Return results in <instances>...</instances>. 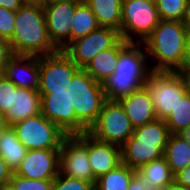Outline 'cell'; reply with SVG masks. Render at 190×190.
Returning <instances> with one entry per match:
<instances>
[{"instance_id":"cell-1","label":"cell","mask_w":190,"mask_h":190,"mask_svg":"<svg viewBox=\"0 0 190 190\" xmlns=\"http://www.w3.org/2000/svg\"><path fill=\"white\" fill-rule=\"evenodd\" d=\"M141 45L143 43L123 39L119 41L118 61L114 72L102 84L106 99L119 100L145 86L152 70L147 63V51Z\"/></svg>"},{"instance_id":"cell-2","label":"cell","mask_w":190,"mask_h":190,"mask_svg":"<svg viewBox=\"0 0 190 190\" xmlns=\"http://www.w3.org/2000/svg\"><path fill=\"white\" fill-rule=\"evenodd\" d=\"M14 54L46 56L59 51L51 41L43 5L24 3L16 10L14 33L9 40Z\"/></svg>"},{"instance_id":"cell-3","label":"cell","mask_w":190,"mask_h":190,"mask_svg":"<svg viewBox=\"0 0 190 190\" xmlns=\"http://www.w3.org/2000/svg\"><path fill=\"white\" fill-rule=\"evenodd\" d=\"M185 30L183 21L160 20L142 45L147 56L156 61L150 67L152 71L178 72L182 69L187 57Z\"/></svg>"},{"instance_id":"cell-4","label":"cell","mask_w":190,"mask_h":190,"mask_svg":"<svg viewBox=\"0 0 190 190\" xmlns=\"http://www.w3.org/2000/svg\"><path fill=\"white\" fill-rule=\"evenodd\" d=\"M170 136L169 128L159 118L134 128L132 136L121 147L122 163L134 170L163 157Z\"/></svg>"},{"instance_id":"cell-5","label":"cell","mask_w":190,"mask_h":190,"mask_svg":"<svg viewBox=\"0 0 190 190\" xmlns=\"http://www.w3.org/2000/svg\"><path fill=\"white\" fill-rule=\"evenodd\" d=\"M106 100L102 83L79 68L71 79V105L88 129L97 121Z\"/></svg>"},{"instance_id":"cell-6","label":"cell","mask_w":190,"mask_h":190,"mask_svg":"<svg viewBox=\"0 0 190 190\" xmlns=\"http://www.w3.org/2000/svg\"><path fill=\"white\" fill-rule=\"evenodd\" d=\"M41 113L54 122L65 135H79L88 128L76 117L71 105V82L61 88H39Z\"/></svg>"},{"instance_id":"cell-7","label":"cell","mask_w":190,"mask_h":190,"mask_svg":"<svg viewBox=\"0 0 190 190\" xmlns=\"http://www.w3.org/2000/svg\"><path fill=\"white\" fill-rule=\"evenodd\" d=\"M159 22L160 17L155 3L147 0H122L119 32L124 41L143 43ZM131 33L138 40L135 41Z\"/></svg>"},{"instance_id":"cell-8","label":"cell","mask_w":190,"mask_h":190,"mask_svg":"<svg viewBox=\"0 0 190 190\" xmlns=\"http://www.w3.org/2000/svg\"><path fill=\"white\" fill-rule=\"evenodd\" d=\"M144 87L153 102L157 118L164 121L187 92L180 73L172 71H152Z\"/></svg>"},{"instance_id":"cell-9","label":"cell","mask_w":190,"mask_h":190,"mask_svg":"<svg viewBox=\"0 0 190 190\" xmlns=\"http://www.w3.org/2000/svg\"><path fill=\"white\" fill-rule=\"evenodd\" d=\"M134 127L118 100H106L97 121L88 133L95 139L122 147L132 136Z\"/></svg>"},{"instance_id":"cell-10","label":"cell","mask_w":190,"mask_h":190,"mask_svg":"<svg viewBox=\"0 0 190 190\" xmlns=\"http://www.w3.org/2000/svg\"><path fill=\"white\" fill-rule=\"evenodd\" d=\"M11 127L27 150H60L61 143L66 136L42 113L17 122Z\"/></svg>"},{"instance_id":"cell-11","label":"cell","mask_w":190,"mask_h":190,"mask_svg":"<svg viewBox=\"0 0 190 190\" xmlns=\"http://www.w3.org/2000/svg\"><path fill=\"white\" fill-rule=\"evenodd\" d=\"M87 152V132L66 135L60 146L59 172L67 177L84 180L95 185Z\"/></svg>"},{"instance_id":"cell-12","label":"cell","mask_w":190,"mask_h":190,"mask_svg":"<svg viewBox=\"0 0 190 190\" xmlns=\"http://www.w3.org/2000/svg\"><path fill=\"white\" fill-rule=\"evenodd\" d=\"M121 39L118 30L99 26L86 36L71 41L62 51L84 69L97 53L114 47Z\"/></svg>"},{"instance_id":"cell-13","label":"cell","mask_w":190,"mask_h":190,"mask_svg":"<svg viewBox=\"0 0 190 190\" xmlns=\"http://www.w3.org/2000/svg\"><path fill=\"white\" fill-rule=\"evenodd\" d=\"M78 5L74 0H53L43 4L49 37L59 50L71 42V24Z\"/></svg>"},{"instance_id":"cell-14","label":"cell","mask_w":190,"mask_h":190,"mask_svg":"<svg viewBox=\"0 0 190 190\" xmlns=\"http://www.w3.org/2000/svg\"><path fill=\"white\" fill-rule=\"evenodd\" d=\"M40 87L61 88L71 82L79 67L62 51L39 56Z\"/></svg>"},{"instance_id":"cell-15","label":"cell","mask_w":190,"mask_h":190,"mask_svg":"<svg viewBox=\"0 0 190 190\" xmlns=\"http://www.w3.org/2000/svg\"><path fill=\"white\" fill-rule=\"evenodd\" d=\"M59 161L60 150H28L14 174L29 179L54 180L59 174Z\"/></svg>"},{"instance_id":"cell-16","label":"cell","mask_w":190,"mask_h":190,"mask_svg":"<svg viewBox=\"0 0 190 190\" xmlns=\"http://www.w3.org/2000/svg\"><path fill=\"white\" fill-rule=\"evenodd\" d=\"M3 75L17 87L27 90H39V57L14 54L8 61Z\"/></svg>"},{"instance_id":"cell-17","label":"cell","mask_w":190,"mask_h":190,"mask_svg":"<svg viewBox=\"0 0 190 190\" xmlns=\"http://www.w3.org/2000/svg\"><path fill=\"white\" fill-rule=\"evenodd\" d=\"M87 152L95 179L122 164L121 147L99 141L88 132Z\"/></svg>"},{"instance_id":"cell-18","label":"cell","mask_w":190,"mask_h":190,"mask_svg":"<svg viewBox=\"0 0 190 190\" xmlns=\"http://www.w3.org/2000/svg\"><path fill=\"white\" fill-rule=\"evenodd\" d=\"M134 128L157 119L153 102L145 87L118 100Z\"/></svg>"},{"instance_id":"cell-19","label":"cell","mask_w":190,"mask_h":190,"mask_svg":"<svg viewBox=\"0 0 190 190\" xmlns=\"http://www.w3.org/2000/svg\"><path fill=\"white\" fill-rule=\"evenodd\" d=\"M41 113V95L38 90H27L18 87L14 93L13 105L4 114L9 126L26 118Z\"/></svg>"},{"instance_id":"cell-20","label":"cell","mask_w":190,"mask_h":190,"mask_svg":"<svg viewBox=\"0 0 190 190\" xmlns=\"http://www.w3.org/2000/svg\"><path fill=\"white\" fill-rule=\"evenodd\" d=\"M119 42L111 48L100 51L86 65L84 70L97 82L104 83L114 72L118 61Z\"/></svg>"},{"instance_id":"cell-21","label":"cell","mask_w":190,"mask_h":190,"mask_svg":"<svg viewBox=\"0 0 190 190\" xmlns=\"http://www.w3.org/2000/svg\"><path fill=\"white\" fill-rule=\"evenodd\" d=\"M137 173L151 190H160L174 180V175L164 156L142 166Z\"/></svg>"},{"instance_id":"cell-22","label":"cell","mask_w":190,"mask_h":190,"mask_svg":"<svg viewBox=\"0 0 190 190\" xmlns=\"http://www.w3.org/2000/svg\"><path fill=\"white\" fill-rule=\"evenodd\" d=\"M163 156L173 175L190 164V144L177 134H170Z\"/></svg>"},{"instance_id":"cell-23","label":"cell","mask_w":190,"mask_h":190,"mask_svg":"<svg viewBox=\"0 0 190 190\" xmlns=\"http://www.w3.org/2000/svg\"><path fill=\"white\" fill-rule=\"evenodd\" d=\"M87 5L95 14L99 26L111 27L119 31L122 0H91Z\"/></svg>"},{"instance_id":"cell-24","label":"cell","mask_w":190,"mask_h":190,"mask_svg":"<svg viewBox=\"0 0 190 190\" xmlns=\"http://www.w3.org/2000/svg\"><path fill=\"white\" fill-rule=\"evenodd\" d=\"M27 152L28 150L20 143L15 131L9 126L0 138V156L15 172L26 157Z\"/></svg>"},{"instance_id":"cell-25","label":"cell","mask_w":190,"mask_h":190,"mask_svg":"<svg viewBox=\"0 0 190 190\" xmlns=\"http://www.w3.org/2000/svg\"><path fill=\"white\" fill-rule=\"evenodd\" d=\"M137 173L128 165L120 164L117 168L107 172L94 185L95 190H128L131 179Z\"/></svg>"},{"instance_id":"cell-26","label":"cell","mask_w":190,"mask_h":190,"mask_svg":"<svg viewBox=\"0 0 190 190\" xmlns=\"http://www.w3.org/2000/svg\"><path fill=\"white\" fill-rule=\"evenodd\" d=\"M99 27L95 14L86 4H79L71 24V41L86 36Z\"/></svg>"},{"instance_id":"cell-27","label":"cell","mask_w":190,"mask_h":190,"mask_svg":"<svg viewBox=\"0 0 190 190\" xmlns=\"http://www.w3.org/2000/svg\"><path fill=\"white\" fill-rule=\"evenodd\" d=\"M170 134H178L190 126V94L185 93L170 116L165 120Z\"/></svg>"},{"instance_id":"cell-28","label":"cell","mask_w":190,"mask_h":190,"mask_svg":"<svg viewBox=\"0 0 190 190\" xmlns=\"http://www.w3.org/2000/svg\"><path fill=\"white\" fill-rule=\"evenodd\" d=\"M189 0H158L156 3L160 20L183 21Z\"/></svg>"},{"instance_id":"cell-29","label":"cell","mask_w":190,"mask_h":190,"mask_svg":"<svg viewBox=\"0 0 190 190\" xmlns=\"http://www.w3.org/2000/svg\"><path fill=\"white\" fill-rule=\"evenodd\" d=\"M53 180H38L23 178L13 174L8 188L11 190H51Z\"/></svg>"},{"instance_id":"cell-30","label":"cell","mask_w":190,"mask_h":190,"mask_svg":"<svg viewBox=\"0 0 190 190\" xmlns=\"http://www.w3.org/2000/svg\"><path fill=\"white\" fill-rule=\"evenodd\" d=\"M51 190H95L94 184L79 180L76 178L67 177L59 172L57 177L53 180Z\"/></svg>"},{"instance_id":"cell-31","label":"cell","mask_w":190,"mask_h":190,"mask_svg":"<svg viewBox=\"0 0 190 190\" xmlns=\"http://www.w3.org/2000/svg\"><path fill=\"white\" fill-rule=\"evenodd\" d=\"M18 87L4 75L0 77V114H5L13 105L14 93Z\"/></svg>"},{"instance_id":"cell-32","label":"cell","mask_w":190,"mask_h":190,"mask_svg":"<svg viewBox=\"0 0 190 190\" xmlns=\"http://www.w3.org/2000/svg\"><path fill=\"white\" fill-rule=\"evenodd\" d=\"M16 11L0 6V37L10 40L14 33Z\"/></svg>"},{"instance_id":"cell-33","label":"cell","mask_w":190,"mask_h":190,"mask_svg":"<svg viewBox=\"0 0 190 190\" xmlns=\"http://www.w3.org/2000/svg\"><path fill=\"white\" fill-rule=\"evenodd\" d=\"M14 55L10 41L0 37V72L4 74L8 61Z\"/></svg>"},{"instance_id":"cell-34","label":"cell","mask_w":190,"mask_h":190,"mask_svg":"<svg viewBox=\"0 0 190 190\" xmlns=\"http://www.w3.org/2000/svg\"><path fill=\"white\" fill-rule=\"evenodd\" d=\"M14 172L7 162L0 156V189L8 187Z\"/></svg>"},{"instance_id":"cell-35","label":"cell","mask_w":190,"mask_h":190,"mask_svg":"<svg viewBox=\"0 0 190 190\" xmlns=\"http://www.w3.org/2000/svg\"><path fill=\"white\" fill-rule=\"evenodd\" d=\"M174 180L190 189V164L174 175Z\"/></svg>"},{"instance_id":"cell-36","label":"cell","mask_w":190,"mask_h":190,"mask_svg":"<svg viewBox=\"0 0 190 190\" xmlns=\"http://www.w3.org/2000/svg\"><path fill=\"white\" fill-rule=\"evenodd\" d=\"M128 190H151L147 183L136 173L131 179Z\"/></svg>"},{"instance_id":"cell-37","label":"cell","mask_w":190,"mask_h":190,"mask_svg":"<svg viewBox=\"0 0 190 190\" xmlns=\"http://www.w3.org/2000/svg\"><path fill=\"white\" fill-rule=\"evenodd\" d=\"M24 2L22 0H0V6L6 9L16 11Z\"/></svg>"},{"instance_id":"cell-38","label":"cell","mask_w":190,"mask_h":190,"mask_svg":"<svg viewBox=\"0 0 190 190\" xmlns=\"http://www.w3.org/2000/svg\"><path fill=\"white\" fill-rule=\"evenodd\" d=\"M178 72L184 81L187 93L190 94V70H179Z\"/></svg>"},{"instance_id":"cell-39","label":"cell","mask_w":190,"mask_h":190,"mask_svg":"<svg viewBox=\"0 0 190 190\" xmlns=\"http://www.w3.org/2000/svg\"><path fill=\"white\" fill-rule=\"evenodd\" d=\"M160 190H190V189L173 180L171 183L167 184L164 188Z\"/></svg>"},{"instance_id":"cell-40","label":"cell","mask_w":190,"mask_h":190,"mask_svg":"<svg viewBox=\"0 0 190 190\" xmlns=\"http://www.w3.org/2000/svg\"><path fill=\"white\" fill-rule=\"evenodd\" d=\"M9 124L6 121L5 117L3 114H0V138L2 134L8 129Z\"/></svg>"},{"instance_id":"cell-41","label":"cell","mask_w":190,"mask_h":190,"mask_svg":"<svg viewBox=\"0 0 190 190\" xmlns=\"http://www.w3.org/2000/svg\"><path fill=\"white\" fill-rule=\"evenodd\" d=\"M177 135H179V137H181L183 140H186L190 144V126L183 129Z\"/></svg>"},{"instance_id":"cell-42","label":"cell","mask_w":190,"mask_h":190,"mask_svg":"<svg viewBox=\"0 0 190 190\" xmlns=\"http://www.w3.org/2000/svg\"><path fill=\"white\" fill-rule=\"evenodd\" d=\"M183 22H184L186 27H190V0L188 3V7L186 9V15H185Z\"/></svg>"},{"instance_id":"cell-43","label":"cell","mask_w":190,"mask_h":190,"mask_svg":"<svg viewBox=\"0 0 190 190\" xmlns=\"http://www.w3.org/2000/svg\"><path fill=\"white\" fill-rule=\"evenodd\" d=\"M185 44L186 50H190V27H186L185 30Z\"/></svg>"},{"instance_id":"cell-44","label":"cell","mask_w":190,"mask_h":190,"mask_svg":"<svg viewBox=\"0 0 190 190\" xmlns=\"http://www.w3.org/2000/svg\"><path fill=\"white\" fill-rule=\"evenodd\" d=\"M186 51H187L186 61L181 70H190V50H186Z\"/></svg>"},{"instance_id":"cell-45","label":"cell","mask_w":190,"mask_h":190,"mask_svg":"<svg viewBox=\"0 0 190 190\" xmlns=\"http://www.w3.org/2000/svg\"><path fill=\"white\" fill-rule=\"evenodd\" d=\"M24 3H29V4H40L42 5V0H22Z\"/></svg>"},{"instance_id":"cell-46","label":"cell","mask_w":190,"mask_h":190,"mask_svg":"<svg viewBox=\"0 0 190 190\" xmlns=\"http://www.w3.org/2000/svg\"><path fill=\"white\" fill-rule=\"evenodd\" d=\"M77 4H88L91 0H74Z\"/></svg>"},{"instance_id":"cell-47","label":"cell","mask_w":190,"mask_h":190,"mask_svg":"<svg viewBox=\"0 0 190 190\" xmlns=\"http://www.w3.org/2000/svg\"><path fill=\"white\" fill-rule=\"evenodd\" d=\"M50 1H53V0H42V5H43L44 3H47V2H50Z\"/></svg>"},{"instance_id":"cell-48","label":"cell","mask_w":190,"mask_h":190,"mask_svg":"<svg viewBox=\"0 0 190 190\" xmlns=\"http://www.w3.org/2000/svg\"><path fill=\"white\" fill-rule=\"evenodd\" d=\"M147 1H150L156 4L158 0H147Z\"/></svg>"},{"instance_id":"cell-49","label":"cell","mask_w":190,"mask_h":190,"mask_svg":"<svg viewBox=\"0 0 190 190\" xmlns=\"http://www.w3.org/2000/svg\"><path fill=\"white\" fill-rule=\"evenodd\" d=\"M0 190H11V189H9L8 187H4V188H2Z\"/></svg>"}]
</instances>
